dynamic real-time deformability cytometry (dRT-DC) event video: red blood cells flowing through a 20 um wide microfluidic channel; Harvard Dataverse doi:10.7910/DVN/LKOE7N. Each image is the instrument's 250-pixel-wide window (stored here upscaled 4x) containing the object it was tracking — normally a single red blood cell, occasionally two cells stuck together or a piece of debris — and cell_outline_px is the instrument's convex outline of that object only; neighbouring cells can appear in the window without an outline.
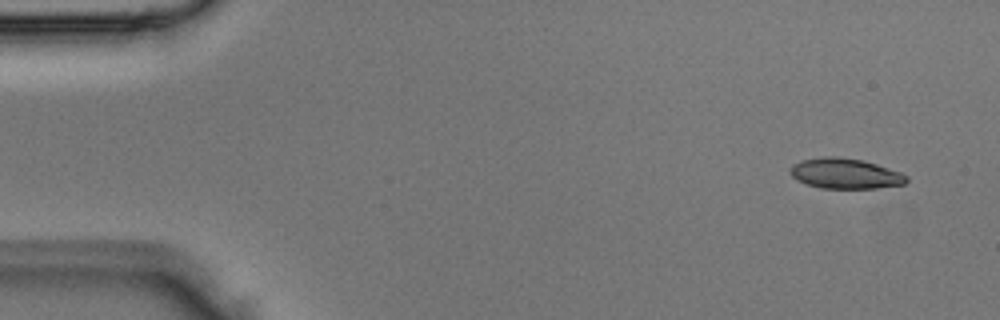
{"species": "Egyptian fruit bat (a non-hibernating species)", "species_latin": "Rousettus aegyptiacus", "temperature_condition": "room temperature", "stored_images_in_passage": 4, "camera_frame_rate_fps": 3000, "um_per_image_px": 0.085, "animal": {"sex": "male"}, "frame": {"image": 1, "passage_image": 1, "time_ms": 0.0, "image_size_px": [1000, 320], "cell_outline_px": [[908, 180], [904, 184], [876, 188], [820, 188], [804, 184], [796, 180], [788, 172], [788, 168], [792, 164], [800, 160], [824, 156], [836, 156], [864, 160], [900, 172], [908, 176]], "centroid_in_image_um": [71.78, 14.74], "position_along_channel_um": 13.2, "area_um2": 20.87}}